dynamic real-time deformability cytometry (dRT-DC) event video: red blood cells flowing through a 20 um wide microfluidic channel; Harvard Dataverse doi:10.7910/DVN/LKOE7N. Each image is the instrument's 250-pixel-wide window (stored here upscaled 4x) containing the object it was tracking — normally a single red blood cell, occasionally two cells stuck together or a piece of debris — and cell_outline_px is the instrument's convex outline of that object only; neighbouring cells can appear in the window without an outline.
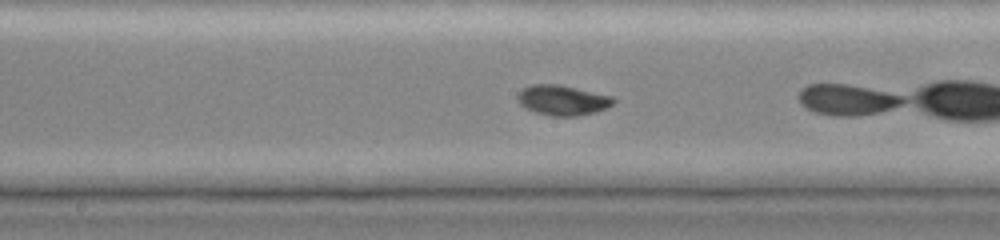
{"species": "common noctule bat (a hibernating species)", "species_latin": "Nyctalus noctula", "temperature_condition": "cold", "stored_images_in_passage": 25, "camera_frame_rate_fps": 3000, "um_per_image_px": 0.085, "animal": {"sex": "female", "body_mass_g": 19.0, "forearm_length_mm": 51.5}, "frame": {"image": 1, "passage_image": 21, "time_ms": 6.667, "image_size_px": [1000, 240], "cell_outline_px": [[616, 100], [608, 108], [596, 112], [576, 116], [552, 116], [536, 112], [524, 108], [516, 100], [516, 96], [524, 88], [532, 84], [560, 84], [616, 96]], "centroid_in_image_um": [47.86, 8.51], "position_along_channel_um": 200.3, "area_um2": 17.17}}